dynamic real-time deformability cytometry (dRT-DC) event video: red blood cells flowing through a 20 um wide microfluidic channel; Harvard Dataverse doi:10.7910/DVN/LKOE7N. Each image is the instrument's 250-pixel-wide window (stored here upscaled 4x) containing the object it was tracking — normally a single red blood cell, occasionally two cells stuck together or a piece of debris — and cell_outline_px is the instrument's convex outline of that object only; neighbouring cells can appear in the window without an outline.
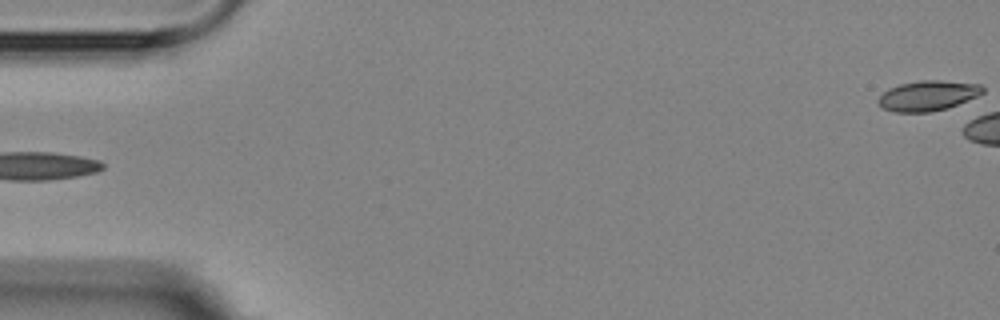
{"species": "Egyptian fruit bat (a non-hibernating species)", "species_latin": "Rousettus aegyptiacus", "temperature_condition": "room temperature", "stored_images_in_passage": 6, "camera_frame_rate_fps": 3000, "um_per_image_px": 0.085, "animal": {"sex": "female"}, "frame": {"image": 1, "passage_image": 6, "time_ms": 6.0, "image_size_px": [1000, 320], "cell_outline_px": [[984, 92], [976, 96], [948, 108], [932, 112], [896, 112], [884, 108], [876, 100], [888, 88], [900, 84], [920, 80], [940, 80], [980, 84], [984, 88]], "centroid_in_image_um": [78.86, 8.12], "position_along_channel_um": 6.1, "area_um2": 18.26}}